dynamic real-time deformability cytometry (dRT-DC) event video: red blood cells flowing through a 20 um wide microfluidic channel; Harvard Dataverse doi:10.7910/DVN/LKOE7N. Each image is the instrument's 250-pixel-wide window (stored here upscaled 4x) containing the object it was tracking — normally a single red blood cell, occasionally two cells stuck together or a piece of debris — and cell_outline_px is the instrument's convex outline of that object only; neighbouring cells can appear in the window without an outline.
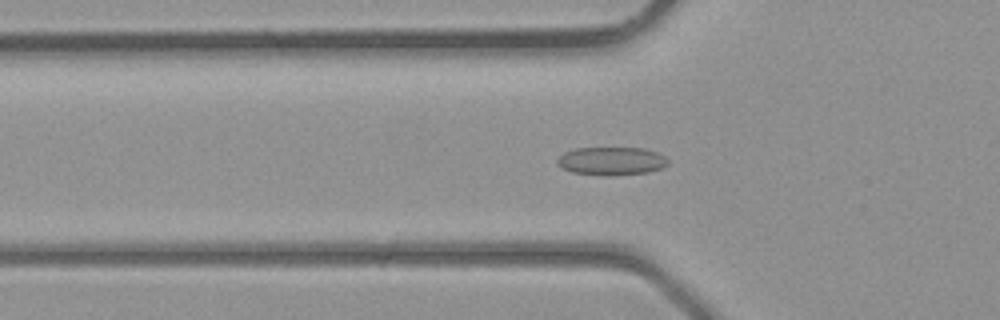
{"species": "common noctule bat (a hibernating species)", "species_latin": "Nyctalus noctula", "temperature_condition": "room temperature", "stored_images_in_passage": 39, "camera_frame_rate_fps": 3000, "um_per_image_px": 0.085, "animal": {"sex": "male", "body_mass_g": 23.1, "forearm_length_mm": 52.7}, "frame": {"image": 1, "passage_image": 13, "time_ms": 4.0, "image_size_px": [1000, 320], "cell_outline_px": [[668, 164], [660, 168], [648, 172], [572, 172], [556, 164], [556, 160], [564, 152], [576, 148], [644, 148], [656, 152], [664, 156], [668, 160]], "centroid_in_image_um": [51.97, 13.62], "position_along_channel_um": 73.8, "area_um2": 16.99}}
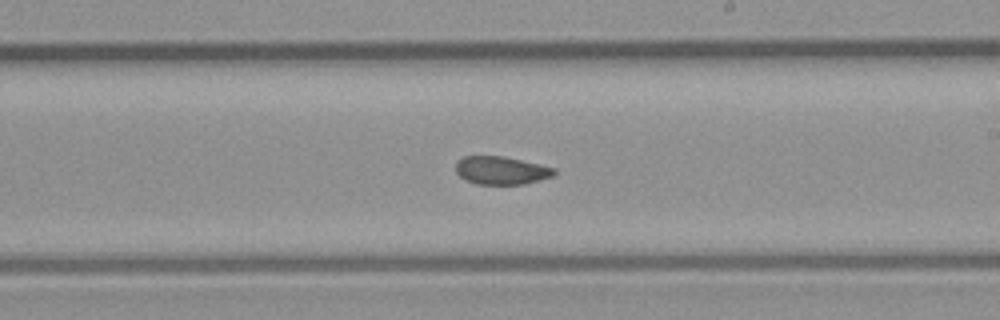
{"frame": {"image": 2, "passage_image": 23, "time_ms": 7.333, "image_size_px": [1000, 320], "cell_outline_px": [[556, 176], [524, 184], [476, 184], [464, 180], [456, 172], [456, 160], [464, 156], [504, 156], [540, 164], [556, 168]], "centroid_in_image_um": [42.62, 14.48], "position_along_channel_um": 246.4, "area_um2": 16.36}}
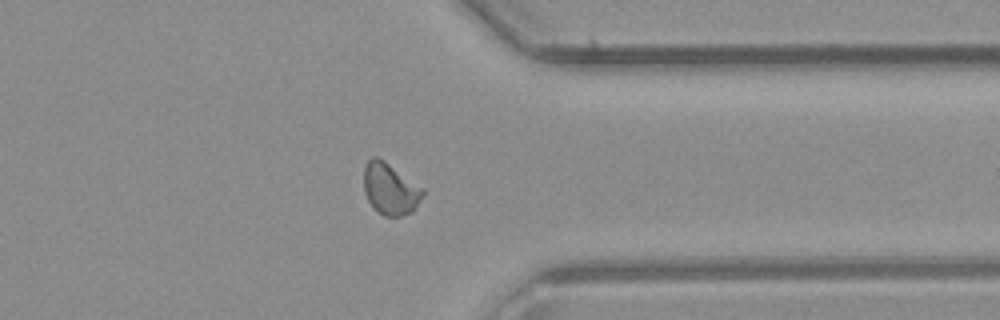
{"frame": {"image": 3, "passage_image": 31, "time_ms": 10.0, "image_size_px": [1000, 320], "cell_outline_px": [[424, 196], [412, 212], [400, 216], [384, 216], [372, 208], [364, 192], [364, 168], [368, 160], [372, 156], [376, 156], [384, 160], [424, 188]], "centroid_in_image_um": [33.17, 16.06], "position_along_channel_um": 378.2, "area_um2": 17.92}}